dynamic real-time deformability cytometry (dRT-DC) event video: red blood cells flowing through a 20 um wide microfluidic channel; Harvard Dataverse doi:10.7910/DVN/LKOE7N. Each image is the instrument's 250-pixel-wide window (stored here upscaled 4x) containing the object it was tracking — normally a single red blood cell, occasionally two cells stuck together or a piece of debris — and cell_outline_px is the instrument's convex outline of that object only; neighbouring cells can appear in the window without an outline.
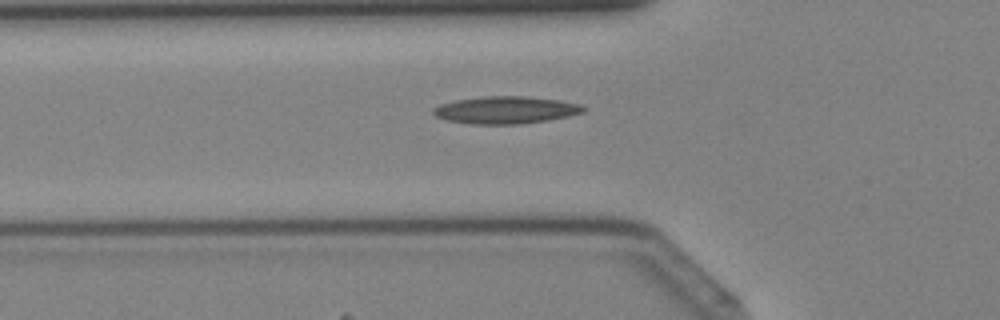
{"species": "Egyptian fruit bat (a non-hibernating species)", "species_latin": "Rousettus aegyptiacus", "temperature_condition": "cold", "stored_images_in_passage": 37, "camera_frame_rate_fps": 3000, "um_per_image_px": 0.085, "animal": {"sex": "female"}, "frame": {"image": 1, "passage_image": 10, "time_ms": 3.0, "image_size_px": [1000, 320], "cell_outline_px": [[584, 112], [568, 116], [548, 120], [520, 124], [472, 124], [444, 120], [436, 116], [432, 112], [432, 108], [440, 104], [456, 100], [484, 96], [524, 96], [560, 100], [580, 104], [584, 108]], "centroid_in_image_um": [42.95, 9.35], "position_along_channel_um": 82.8, "area_um2": 23.93}}
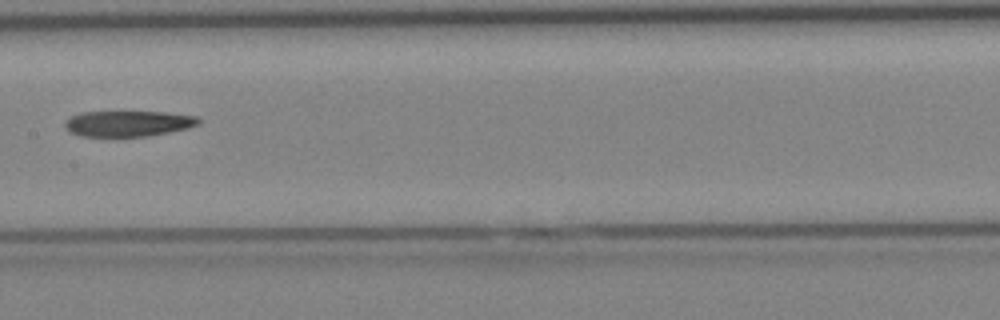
{"frame": {"image": 2, "passage_image": 17, "time_ms": 5.333, "image_size_px": [1000, 320], "cell_outline_px": [[200, 124], [188, 128], [148, 136], [84, 136], [72, 132], [64, 124], [72, 116], [80, 112], [164, 112], [196, 116], [200, 120]], "centroid_in_image_um": [10.95, 10.49], "position_along_channel_um": 196.5, "area_um2": 19.71}}
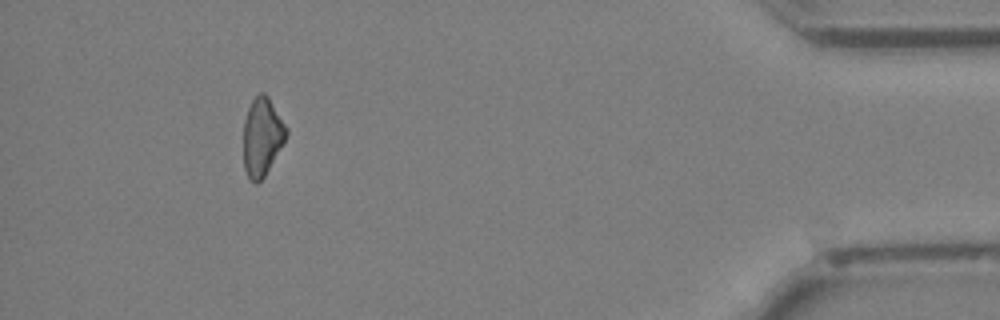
{"frame": {"image": 3, "passage_image": 34, "time_ms": 11.0, "image_size_px": [1000, 320], "cell_outline_px": [[288, 132], [280, 148], [264, 176], [256, 184], [248, 176], [244, 168], [244, 120], [248, 108], [252, 100], [260, 92], [264, 92], [268, 96], [288, 128]], "centroid_in_image_um": [22.27, 11.58], "position_along_channel_um": 412.9, "area_um2": 19.19}}